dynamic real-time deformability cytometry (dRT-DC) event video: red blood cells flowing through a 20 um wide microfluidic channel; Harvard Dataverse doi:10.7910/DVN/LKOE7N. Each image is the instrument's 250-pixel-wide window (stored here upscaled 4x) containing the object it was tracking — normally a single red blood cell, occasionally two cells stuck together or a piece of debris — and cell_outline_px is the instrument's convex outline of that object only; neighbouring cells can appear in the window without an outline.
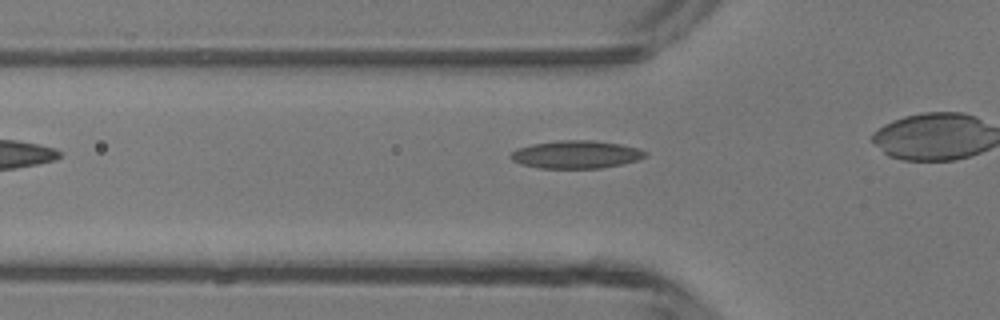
{"species": "common noctule bat (a hibernating species)", "species_latin": "Nyctalus noctula", "temperature_condition": "room temperature", "stored_images_in_passage": 23, "camera_frame_rate_fps": 3000, "um_per_image_px": 0.085, "animal": {"sex": "male", "body_mass_g": 13.3}, "frame": {"image": 1, "passage_image": 2, "time_ms": 0.333, "image_size_px": [1000, 320], "cell_outline_px": [[648, 156], [636, 160], [620, 164], [600, 168], [540, 168], [520, 164], [512, 160], [508, 156], [516, 148], [532, 144], [556, 140], [592, 140], [620, 144], [640, 148], [648, 152]], "centroid_in_image_um": [48.95, 13.12], "position_along_channel_um": 76.8, "area_um2": 21.96}}
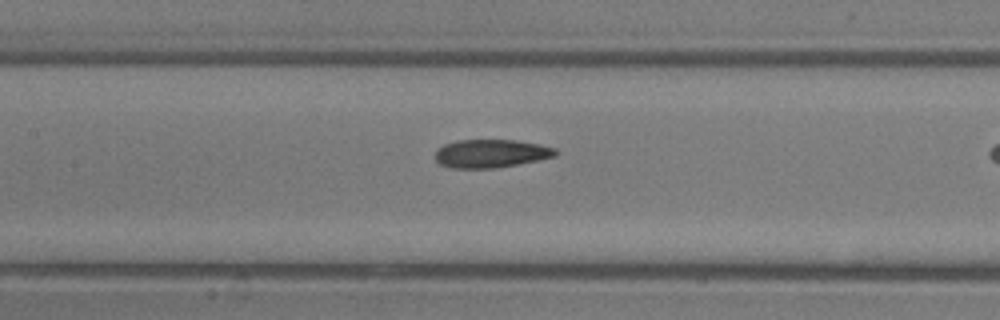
{"frame": {"image": 2, "passage_image": 8, "time_ms": 2.333, "image_size_px": [1000, 320], "cell_outline_px": [[560, 152], [556, 156], [516, 164], [492, 168], [452, 168], [440, 164], [436, 160], [436, 148], [444, 144], [456, 140], [516, 140], [540, 144], [556, 148]], "centroid_in_image_um": [41.73, 13.03], "position_along_channel_um": 165.7, "area_um2": 19.83}}
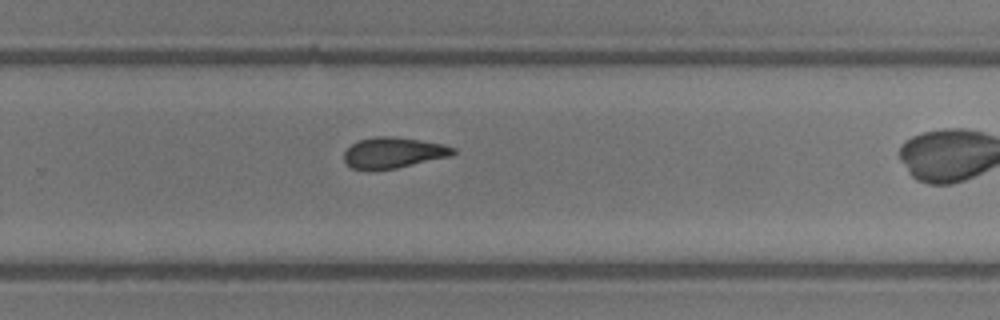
{"frame": {"image": 3, "passage_image": 17, "time_ms": 5.333, "image_size_px": [1000, 320], "cell_outline_px": [[456, 152], [452, 156], [396, 168], [372, 172], [364, 172], [352, 168], [344, 160], [344, 152], [356, 140], [376, 136], [392, 136], [420, 140], [444, 144], [456, 148]], "centroid_in_image_um": [33.41, 13.0], "position_along_channel_um": 296.4, "area_um2": 20.11}}